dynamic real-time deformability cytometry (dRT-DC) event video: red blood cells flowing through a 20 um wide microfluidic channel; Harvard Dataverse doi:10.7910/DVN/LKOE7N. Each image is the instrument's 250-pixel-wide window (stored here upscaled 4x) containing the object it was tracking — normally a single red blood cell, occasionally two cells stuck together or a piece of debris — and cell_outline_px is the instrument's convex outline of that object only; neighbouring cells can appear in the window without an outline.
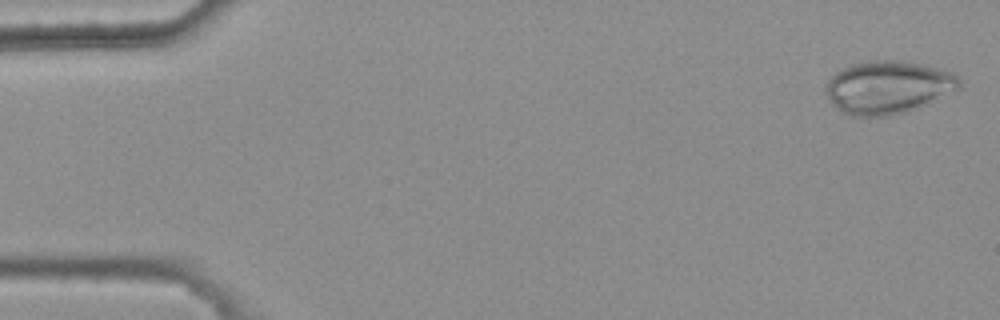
{"species": "common noctule bat (a hibernating species)", "species_latin": "Nyctalus noctula", "temperature_condition": "warm", "stored_images_in_passage": 5, "camera_frame_rate_fps": 3000, "um_per_image_px": 0.085, "animal": {"sex": "female", "body_mass_g": 25.1}, "frame": {"image": 1, "passage_image": 1, "time_ms": 0.0, "image_size_px": [1000, 320], "cell_outline_px": [[960, 88], [920, 108], [888, 116], [848, 116], [840, 112], [832, 104], [824, 88], [824, 84], [836, 72], [852, 64], [868, 60], [900, 60], [936, 68], [952, 72], [960, 76]], "centroid_in_image_um": [75.47, 7.43], "position_along_channel_um": 9.5, "area_um2": 41.44}}